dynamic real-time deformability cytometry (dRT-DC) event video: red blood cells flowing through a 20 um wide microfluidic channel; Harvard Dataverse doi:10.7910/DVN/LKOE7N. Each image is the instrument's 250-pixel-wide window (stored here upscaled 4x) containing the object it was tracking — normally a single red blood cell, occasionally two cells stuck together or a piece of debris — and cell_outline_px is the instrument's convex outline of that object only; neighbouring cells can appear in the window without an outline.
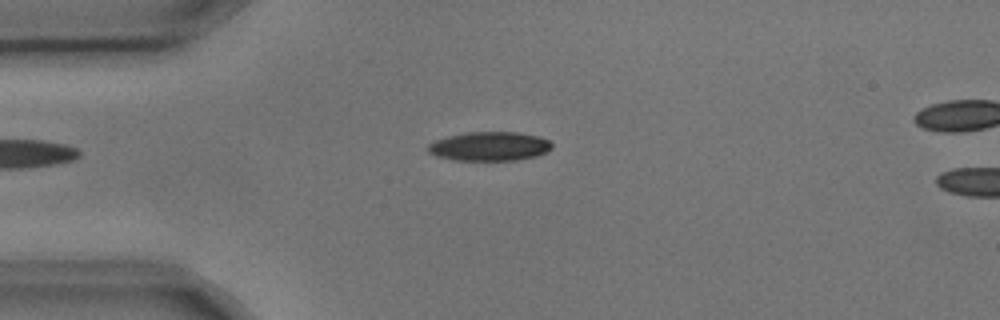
{"species": "common noctule bat (a hibernating species)", "species_latin": "Nyctalus noctula", "temperature_condition": "cold", "stored_images_in_passage": 4, "camera_frame_rate_fps": 3000, "um_per_image_px": 0.085, "animal": {"sex": "male", "body_mass_g": 17.9, "forearm_length_mm": 54.2}, "frame": {"image": 1, "passage_image": 4, "time_ms": 1.0, "image_size_px": [1000, 320], "cell_outline_px": [[552, 148], [548, 152], [536, 156], [516, 160], [452, 160], [436, 156], [428, 152], [428, 144], [436, 140], [448, 136], [468, 132], [516, 132], [540, 136], [548, 140], [552, 144]], "centroid_in_image_um": [41.62, 12.44], "position_along_channel_um": 43.4, "area_um2": 21.04}}